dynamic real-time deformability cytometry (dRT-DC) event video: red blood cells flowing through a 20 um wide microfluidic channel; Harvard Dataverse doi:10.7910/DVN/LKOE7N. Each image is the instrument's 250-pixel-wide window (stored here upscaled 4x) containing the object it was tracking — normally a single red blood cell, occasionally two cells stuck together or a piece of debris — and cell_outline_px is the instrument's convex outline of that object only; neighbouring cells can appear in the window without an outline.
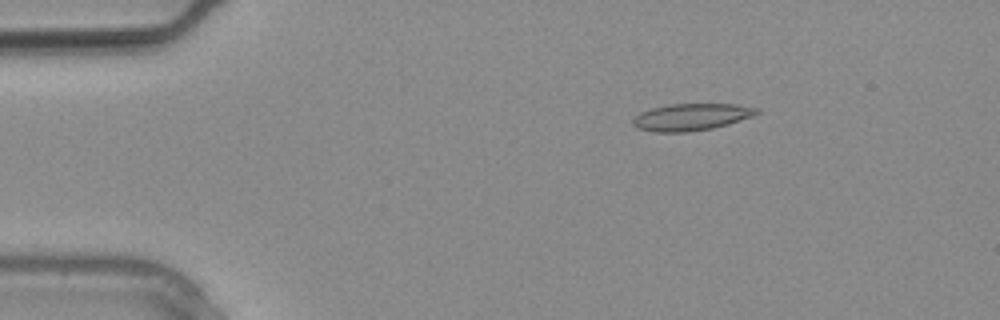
{"species": "common noctule bat (a hibernating species)", "species_latin": "Nyctalus noctula", "temperature_condition": "warm", "stored_images_in_passage": 12, "camera_frame_rate_fps": 3000, "um_per_image_px": 0.085, "animal": {"sex": "male", "body_mass_g": 20.4}, "frame": {"image": 1, "passage_image": 1, "time_ms": 0.0, "image_size_px": [1000, 320], "cell_outline_px": [[760, 112], [752, 116], [728, 124], [712, 128], [688, 132], [652, 132], [636, 128], [632, 124], [632, 120], [640, 112], [652, 108], [672, 104], [736, 104], [760, 108]], "centroid_in_image_um": [58.75, 9.95], "position_along_channel_um": 26.2, "area_um2": 19.48}}
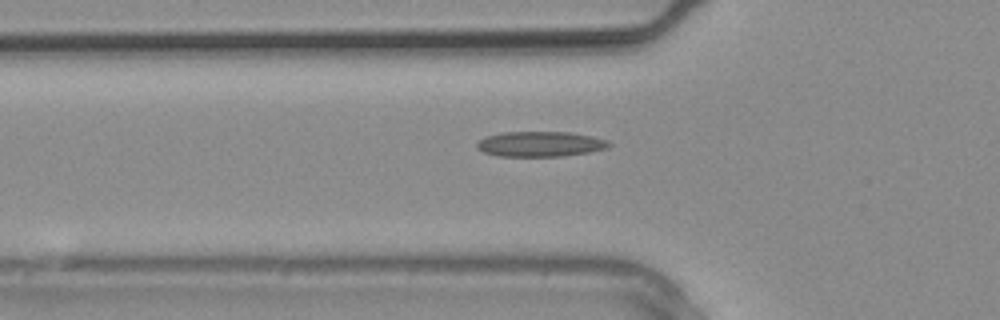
{"frame": {"image": 2, "passage_image": 6, "time_ms": 1.667, "image_size_px": [1000, 320], "cell_outline_px": [[612, 144], [608, 148], [588, 152], [560, 156], [500, 156], [484, 152], [476, 148], [476, 144], [484, 136], [504, 132], [568, 132], [592, 136], [608, 140]], "centroid_in_image_um": [45.92, 12.24], "position_along_channel_um": 79.9, "area_um2": 19.36}}